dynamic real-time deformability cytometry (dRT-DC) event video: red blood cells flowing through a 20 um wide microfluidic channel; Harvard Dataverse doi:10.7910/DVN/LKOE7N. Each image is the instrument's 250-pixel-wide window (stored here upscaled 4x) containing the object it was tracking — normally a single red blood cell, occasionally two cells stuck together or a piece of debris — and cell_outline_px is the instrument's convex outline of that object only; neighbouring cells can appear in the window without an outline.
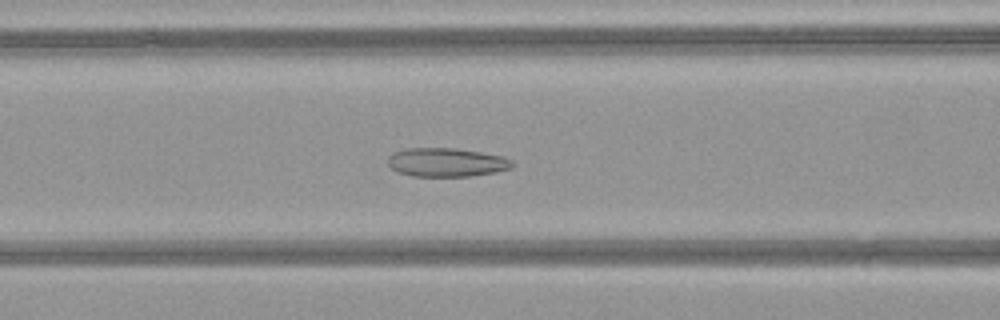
{"species": "common noctule bat (a hibernating species)", "species_latin": "Nyctalus noctula", "temperature_condition": "warm", "stored_images_in_passage": 42, "camera_frame_rate_fps": 3000, "um_per_image_px": 0.085, "animal": {"sex": "female", "body_mass_g": 21.9}, "frame": {"image": 1, "passage_image": 16, "time_ms": 5.0, "image_size_px": [1000, 320], "cell_outline_px": [[516, 164], [512, 168], [496, 172], [472, 176], [412, 176], [396, 172], [388, 164], [388, 156], [392, 152], [408, 148], [456, 148], [504, 156], [512, 160]], "centroid_in_image_um": [37.97, 13.8], "position_along_channel_um": 128.6, "area_um2": 21.1}}
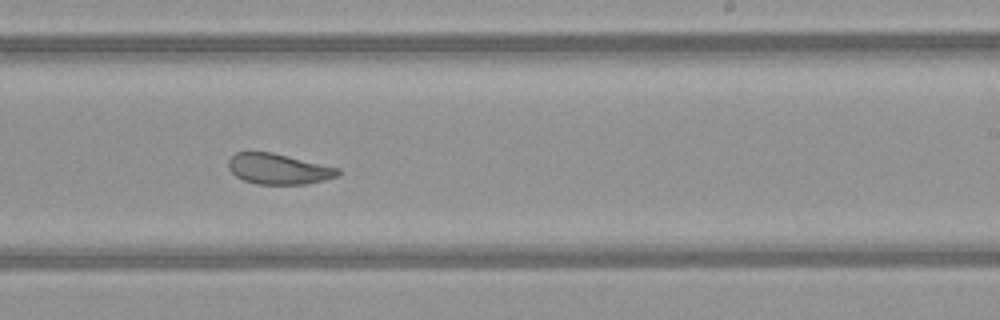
{"frame": {"image": 2, "passage_image": 26, "time_ms": 8.333, "image_size_px": [1000, 320], "cell_outline_px": [[340, 176], [308, 184], [256, 184], [244, 180], [236, 176], [228, 168], [228, 160], [236, 152], [272, 152], [340, 168]], "centroid_in_image_um": [23.7, 14.36], "position_along_channel_um": 265.3, "area_um2": 19.59}}
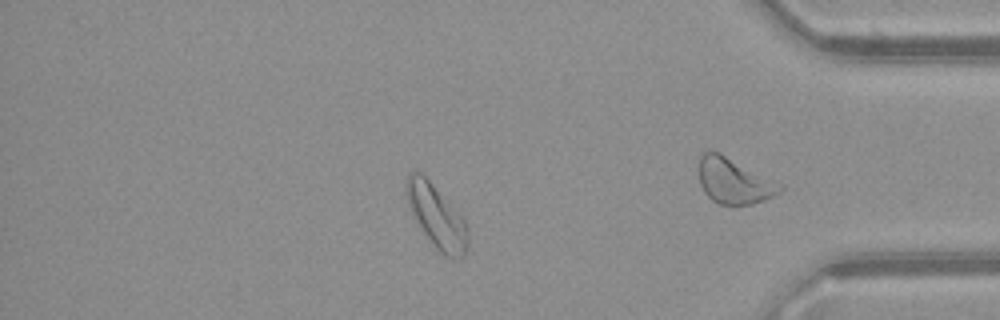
{"frame": {"image": 3, "passage_image": 34, "time_ms": 11.0, "image_size_px": [1000, 320], "cell_outline_px": [[468, 248], [464, 256], [460, 260], [452, 260], [444, 256], [436, 248], [416, 224], [408, 204], [404, 192], [404, 184], [408, 176], [412, 172], [420, 172], [432, 184], [464, 220], [468, 228]], "centroid_in_image_um": [37.1, 18.46], "position_along_channel_um": 398.1, "area_um2": 22.66}, "authors_computed_cell_mechanics": {"area_um2": 22.9177, "velocity_mm_per_s": 4.1105, "shape_relaxation_time_tau1_ms": null, "shape_relaxation_time_tau2_ms": 1.865, "deformation_change_tau1": null, "deformation_change_tau2": 0.0843}}